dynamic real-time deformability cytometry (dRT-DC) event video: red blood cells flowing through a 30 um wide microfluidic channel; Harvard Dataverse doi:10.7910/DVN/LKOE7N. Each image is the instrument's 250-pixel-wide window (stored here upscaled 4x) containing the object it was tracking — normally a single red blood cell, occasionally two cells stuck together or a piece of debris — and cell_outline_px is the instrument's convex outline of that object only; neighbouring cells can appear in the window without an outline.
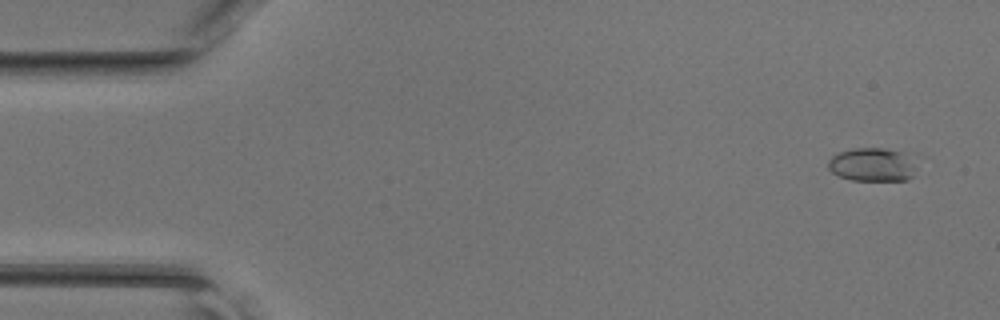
{"species": "common noctule bat (a hibernating species)", "species_latin": "Nyctalus noctula", "temperature_condition": "room temperature", "stored_images_in_passage": 46, "camera_frame_rate_fps": 3000, "um_per_image_px": 0.085, "animal": {"sex": "female", "body_mass_g": 17.0, "forearm_length_mm": 48.0}, "frame": {"image": 1, "passage_image": 2, "time_ms": 0.333, "image_size_px": [1000, 320], "cell_outline_px": [[916, 152], [912, 176], [908, 180], [852, 180], [840, 176], [832, 172], [828, 168], [828, 160], [836, 152], [856, 148], [884, 148]], "centroid_in_image_um": [74.21, 13.95], "position_along_channel_um": 10.8, "area_um2": 17.8}}
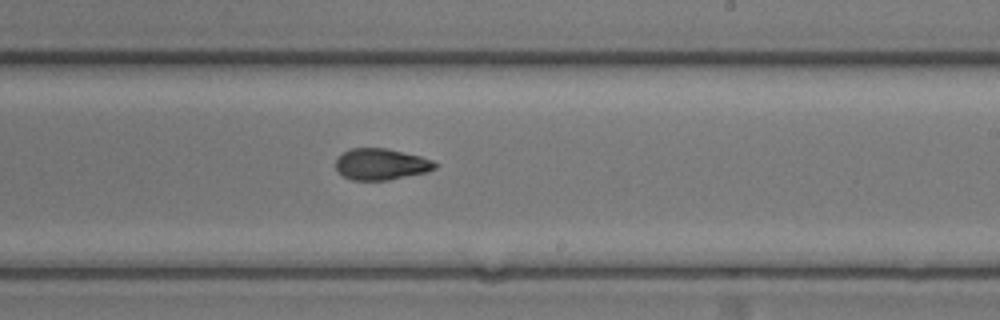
{"frame": {"image": 2, "passage_image": 27, "time_ms": 8.667, "image_size_px": [1000, 320], "cell_outline_px": [[440, 164], [436, 168], [428, 172], [388, 180], [352, 180], [344, 176], [336, 168], [336, 156], [340, 152], [352, 148], [388, 148], [420, 156], [432, 160]], "centroid_in_image_um": [32.4, 13.95], "position_along_channel_um": 256.6, "area_um2": 18.38}}
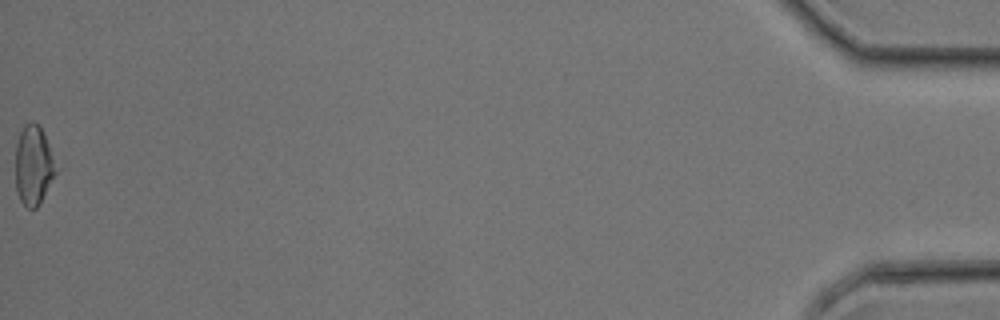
{"frame": {"image": 3, "passage_image": 46, "time_ms": 15.0, "image_size_px": [1000, 320], "cell_outline_px": [[56, 172], [40, 204], [36, 208], [28, 208], [20, 200], [16, 188], [16, 144], [20, 132], [24, 124], [32, 120], [40, 124], [44, 132], [48, 144]], "centroid_in_image_um": [2.82, 14.02], "position_along_channel_um": 432.4, "area_um2": 18.5}}